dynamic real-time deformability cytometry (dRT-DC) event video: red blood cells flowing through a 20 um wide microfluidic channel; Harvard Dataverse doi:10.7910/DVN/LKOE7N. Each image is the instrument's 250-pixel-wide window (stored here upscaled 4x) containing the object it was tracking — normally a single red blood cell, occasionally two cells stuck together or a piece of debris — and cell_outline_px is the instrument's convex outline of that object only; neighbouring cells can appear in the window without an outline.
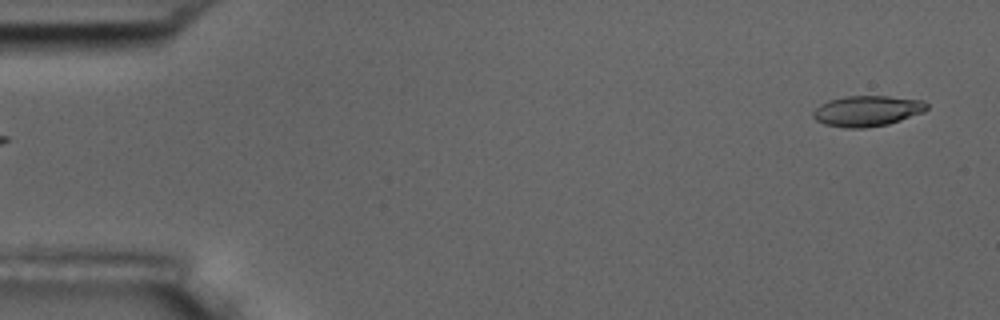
{"species": "common noctule bat (a hibernating species)", "species_latin": "Nyctalus noctula", "temperature_condition": "room temperature", "stored_images_in_passage": 53, "camera_frame_rate_fps": 3000, "um_per_image_px": 0.085, "animal": {"sex": "male", "body_mass_g": 17.5, "forearm_length_mm": 52.3}, "frame": {"image": 1, "passage_image": 1, "time_ms": 0.0, "image_size_px": [1000, 320], "cell_outline_px": [[928, 108], [924, 112], [888, 124], [864, 128], [844, 128], [824, 124], [816, 120], [812, 116], [812, 112], [820, 104], [828, 100], [848, 96], [888, 96], [924, 100], [928, 104]], "centroid_in_image_um": [73.71, 9.43], "position_along_channel_um": 11.3, "area_um2": 20.4}}
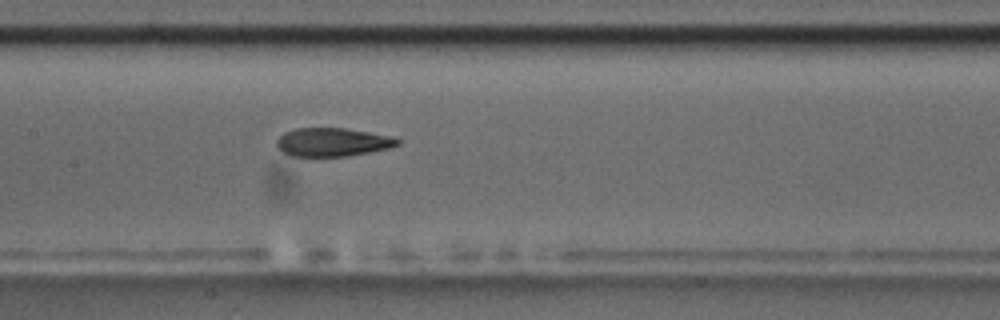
{"frame": {"image": 2, "passage_image": 25, "time_ms": 8.0, "image_size_px": [1000, 320], "cell_outline_px": [[400, 144], [388, 148], [348, 156], [292, 156], [284, 152], [276, 144], [276, 140], [284, 132], [296, 128], [344, 128], [392, 136], [400, 140]], "centroid_in_image_um": [28.26, 12.07], "position_along_channel_um": 179.1, "area_um2": 19.88}}
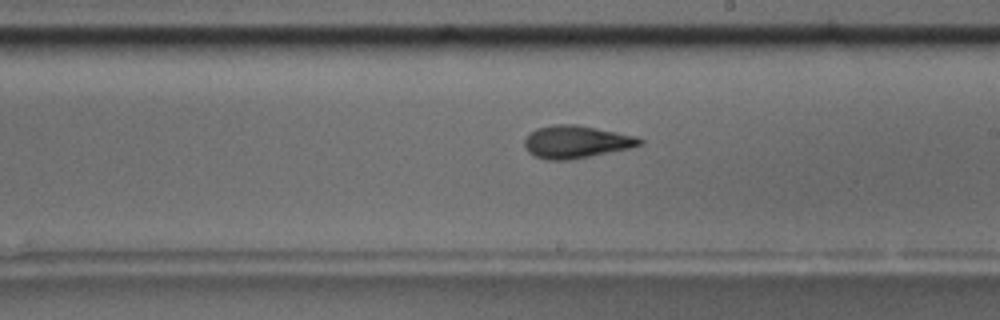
{"frame": {"image": 3, "passage_image": 30, "time_ms": 9.667, "image_size_px": [1000, 320], "cell_outline_px": [[644, 140], [640, 144], [628, 148], [568, 160], [548, 160], [536, 156], [528, 152], [524, 144], [524, 140], [536, 128], [552, 124], [576, 124], [636, 136]], "centroid_in_image_um": [48.93, 12.04], "position_along_channel_um": 240.1, "area_um2": 21.5}, "authors_computed_cell_mechanics": {"area_um2": 21.2126, "velocity_mm_per_s": 3.6637, "shape_relaxation_time_tau1_ms": 9.7095, "shape_relaxation_time_tau2_ms": 2.4975, "deformation_change_tau1": 0.2407, "deformation_change_tau2": 0.1075}}